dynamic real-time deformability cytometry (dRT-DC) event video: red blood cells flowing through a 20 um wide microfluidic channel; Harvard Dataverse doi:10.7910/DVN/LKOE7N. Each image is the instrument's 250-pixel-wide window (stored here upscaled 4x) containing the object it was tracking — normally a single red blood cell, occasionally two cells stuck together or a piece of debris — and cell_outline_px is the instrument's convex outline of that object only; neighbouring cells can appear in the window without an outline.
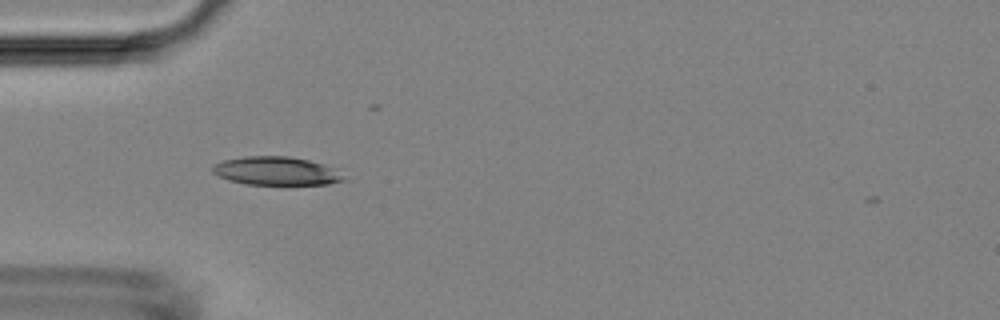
{"species": "Egyptian fruit bat (a non-hibernating species)", "species_latin": "Rousettus aegyptiacus", "temperature_condition": "room temperature", "stored_images_in_passage": 4, "camera_frame_rate_fps": 3000, "um_per_image_px": 0.085, "animal": {"sex": "female"}, "frame": {"image": 1, "passage_image": 1, "time_ms": 0.0, "image_size_px": [1000, 320], "cell_outline_px": [[348, 180], [328, 184], [244, 184], [228, 180], [212, 172], [212, 164], [224, 160], [244, 156], [288, 156], [308, 160], [324, 164], [336, 168]], "centroid_in_image_um": [23.5, 14.53], "position_along_channel_um": 61.5, "area_um2": 21.85}}